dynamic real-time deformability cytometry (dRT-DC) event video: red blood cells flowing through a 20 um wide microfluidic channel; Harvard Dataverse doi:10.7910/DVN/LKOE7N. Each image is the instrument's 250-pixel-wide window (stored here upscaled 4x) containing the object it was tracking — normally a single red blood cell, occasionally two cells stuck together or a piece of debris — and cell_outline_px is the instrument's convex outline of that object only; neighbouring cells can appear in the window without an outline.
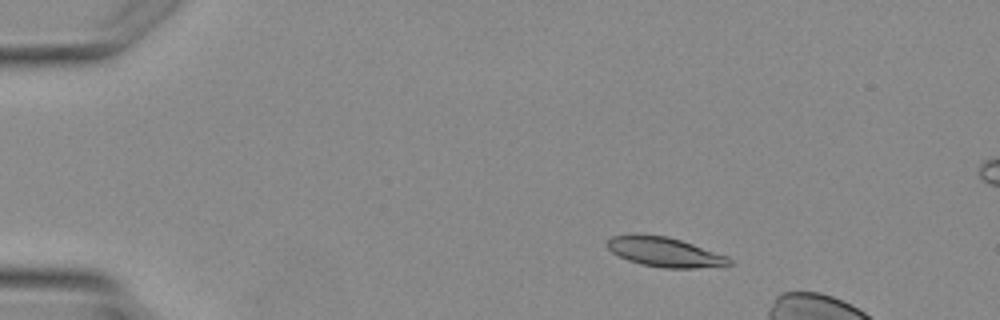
{"species": "Egyptian fruit bat (a non-hibernating species)", "species_latin": "Rousettus aegyptiacus", "temperature_condition": "warm", "stored_images_in_passage": 3, "camera_frame_rate_fps": 3000, "um_per_image_px": 0.085, "animal": {"sex": "female"}, "frame": {"image": 1, "passage_image": 1, "time_ms": 0.0, "image_size_px": [1000, 320], "cell_outline_px": [[732, 264], [696, 268], [664, 268], [640, 264], [628, 260], [612, 252], [604, 244], [612, 236], [632, 232], [636, 232], [668, 236], [728, 256], [732, 260]], "centroid_in_image_um": [56.42, 21.39], "position_along_channel_um": 28.6, "area_um2": 21.33}}